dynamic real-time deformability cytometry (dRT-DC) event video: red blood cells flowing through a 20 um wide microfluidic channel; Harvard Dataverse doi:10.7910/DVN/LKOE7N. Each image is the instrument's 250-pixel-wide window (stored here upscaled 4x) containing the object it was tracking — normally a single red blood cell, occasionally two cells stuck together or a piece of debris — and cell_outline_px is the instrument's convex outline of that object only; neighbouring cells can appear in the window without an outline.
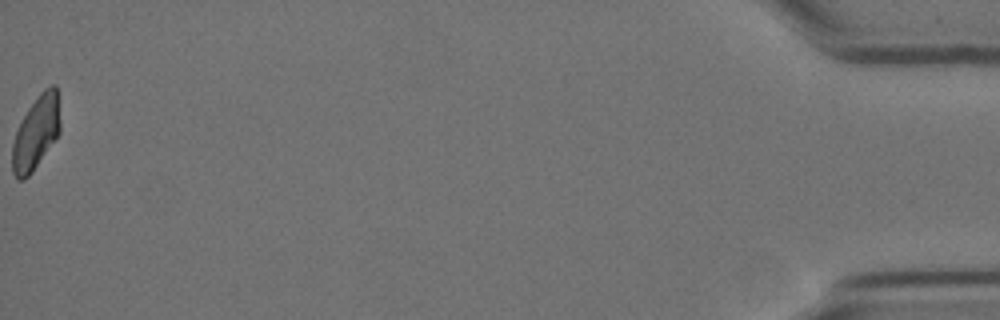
{"species": "Egyptian fruit bat (a non-hibernating species)", "species_latin": "Rousettus aegyptiacus", "temperature_condition": "cold", "stored_images_in_passage": 15, "camera_frame_rate_fps": 3000, "um_per_image_px": 0.085, "animal": {"sex": "female"}, "frame": {"image": 1, "passage_image": 15, "time_ms": 18.667, "image_size_px": [1000, 320], "cell_outline_px": [[60, 132], [32, 172], [24, 180], [16, 180], [12, 172], [12, 144], [16, 132], [28, 108], [40, 92], [44, 88], [52, 84], [56, 84], [60, 120]], "centroid_in_image_um": [3.06, 11.29], "position_along_channel_um": 432.1, "area_um2": 20.4}, "authors_computed_cell_mechanics": {"area_um2": 21.7328, "velocity_mm_per_s": 3.5128, "shape_relaxation_time_tau1_ms": null, "shape_relaxation_time_tau2_ms": 8.1907, "deformation_change_tau1": null, "deformation_change_tau2": 0.1297}}